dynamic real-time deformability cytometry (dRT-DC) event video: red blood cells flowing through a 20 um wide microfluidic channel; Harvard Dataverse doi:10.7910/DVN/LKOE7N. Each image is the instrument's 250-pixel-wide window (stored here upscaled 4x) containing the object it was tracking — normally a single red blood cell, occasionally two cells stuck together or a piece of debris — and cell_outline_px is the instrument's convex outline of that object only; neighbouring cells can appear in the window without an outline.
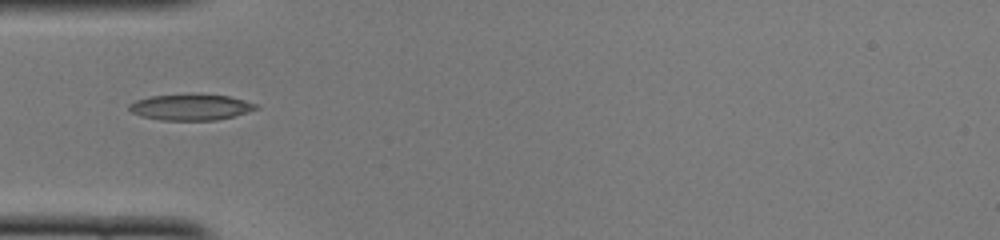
{"species": "common noctule bat (a hibernating species)", "species_latin": "Nyctalus noctula", "temperature_condition": "cold", "stored_images_in_passage": 35, "camera_frame_rate_fps": 3000, "um_per_image_px": 0.085, "animal": {"sex": "female", "body_mass_g": 22.0, "forearm_length_mm": 56.7}, "frame": {"image": 1, "passage_image": 1, "time_ms": 0.0, "image_size_px": [1000, 240], "cell_outline_px": [[260, 108], [248, 112], [216, 120], [160, 120], [140, 116], [132, 112], [128, 108], [128, 104], [136, 100], [148, 96], [228, 96], [260, 104]], "centroid_in_image_um": [16.22, 9.14], "position_along_channel_um": 68.8, "area_um2": 18.73}}
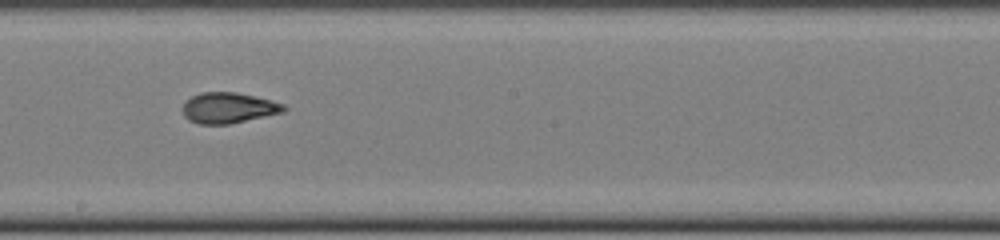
{"frame": {"image": 2, "passage_image": 13, "time_ms": 4.0, "image_size_px": [1000, 240], "cell_outline_px": [[288, 108], [284, 112], [228, 124], [200, 124], [188, 120], [184, 116], [184, 104], [192, 96], [200, 92], [236, 92], [284, 104]], "centroid_in_image_um": [19.42, 9.17], "position_along_channel_um": 228.8, "area_um2": 17.8}}
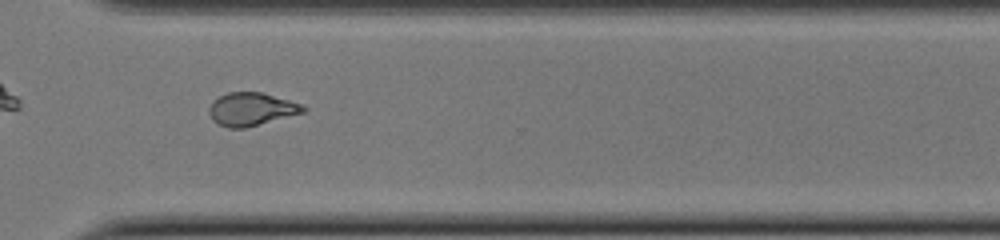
{"frame": {"image": 3, "passage_image": 22, "time_ms": 7.0, "image_size_px": [1000, 240], "cell_outline_px": [[308, 108], [304, 112], [244, 128], [228, 128], [216, 124], [212, 120], [208, 112], [208, 108], [212, 100], [228, 92], [260, 92], [288, 100], [300, 104]], "centroid_in_image_um": [21.3, 9.28], "position_along_channel_um": 349.3, "area_um2": 18.03}, "authors_computed_cell_mechanics": {"area_um2": 18.3804, "velocity_mm_per_s": 3.9897, "shape_relaxation_time_tau1_ms": 2.9946, "shape_relaxation_time_tau2_ms": 1.707, "deformation_change_tau1": 0.1531, "deformation_change_tau2": 0.0871}}